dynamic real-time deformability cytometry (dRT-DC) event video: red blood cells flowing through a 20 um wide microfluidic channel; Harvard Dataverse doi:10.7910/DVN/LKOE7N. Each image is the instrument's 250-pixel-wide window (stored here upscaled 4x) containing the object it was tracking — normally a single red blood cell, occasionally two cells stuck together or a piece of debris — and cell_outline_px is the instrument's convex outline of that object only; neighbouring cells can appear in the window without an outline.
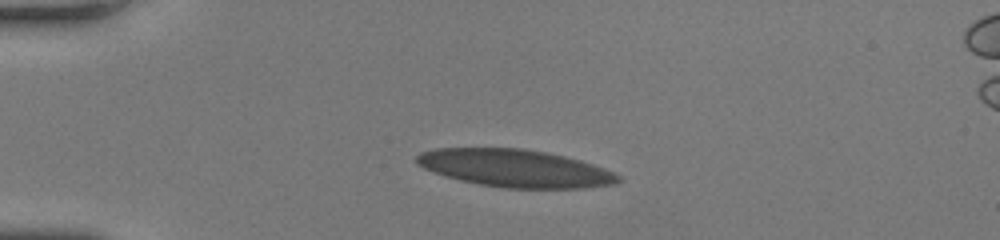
{"species": "human", "species_latin": "Homo sapiens", "temperature_condition": "room temperature", "stored_images_in_passage": 39, "camera_frame_rate_fps": 3000, "um_per_image_px": 0.085, "donor": {"sex": "female"}, "frame": {"image": 1, "passage_image": 1, "time_ms": 0.0, "image_size_px": [1000, 240], "cell_outline_px": [[624, 180], [616, 184], [588, 188], [504, 188], [480, 184], [460, 180], [444, 176], [424, 168], [416, 164], [416, 156], [420, 152], [436, 148], [524, 148], [564, 156], [580, 160], [604, 168], [620, 176]], "centroid_in_image_um": [43.79, 14.31], "position_along_channel_um": 41.2, "area_um2": 44.27}}
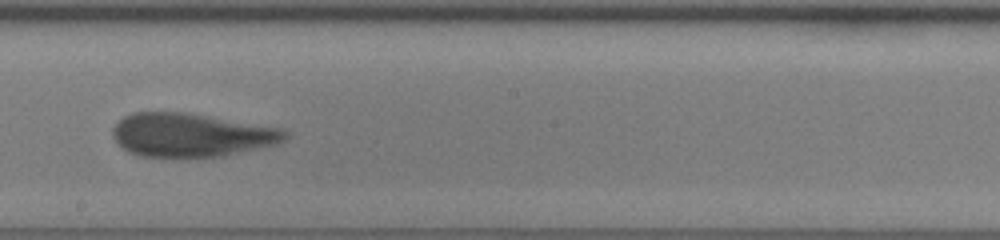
{"frame": {"image": 2, "passage_image": 18, "time_ms": 5.667, "image_size_px": [1000, 240], "cell_outline_px": [[288, 136], [284, 140], [276, 144], [224, 156], [144, 156], [128, 152], [112, 136], [112, 128], [124, 116], [132, 112], [184, 112], [280, 128], [288, 132]], "centroid_in_image_um": [16.24, 11.46], "position_along_channel_um": 232.0, "area_um2": 43.18}}
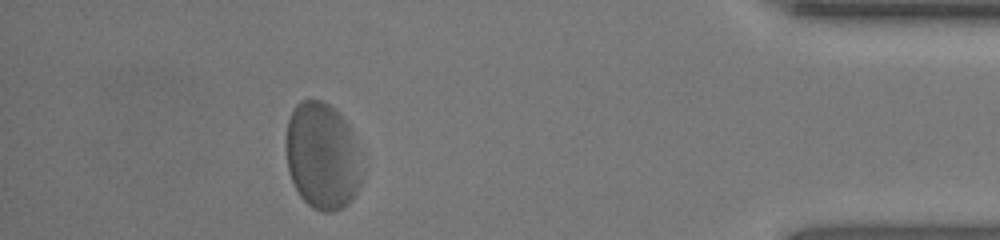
{"frame": {"image": 3, "passage_image": 34, "time_ms": 11.0, "image_size_px": [1000, 240], "cell_outline_px": [[360, 184], [356, 192], [348, 204], [332, 212], [320, 212], [312, 208], [300, 196], [292, 180], [288, 168], [288, 120], [292, 108], [300, 100], [320, 100], [328, 104], [348, 124], [352, 136], [360, 180]], "centroid_in_image_um": [27.35, 13.28], "position_along_channel_um": 407.9, "area_um2": 45.84}, "authors_computed_cell_mechanics": {"area_um2": 45.084, "velocity_mm_per_s": 4.1179, "shape_relaxation_time_tau1_ms": 3.4476, "shape_relaxation_time_tau2_ms": 1.1284, "deformation_change_tau1": 0.128, "deformation_change_tau2": 0.0822}}